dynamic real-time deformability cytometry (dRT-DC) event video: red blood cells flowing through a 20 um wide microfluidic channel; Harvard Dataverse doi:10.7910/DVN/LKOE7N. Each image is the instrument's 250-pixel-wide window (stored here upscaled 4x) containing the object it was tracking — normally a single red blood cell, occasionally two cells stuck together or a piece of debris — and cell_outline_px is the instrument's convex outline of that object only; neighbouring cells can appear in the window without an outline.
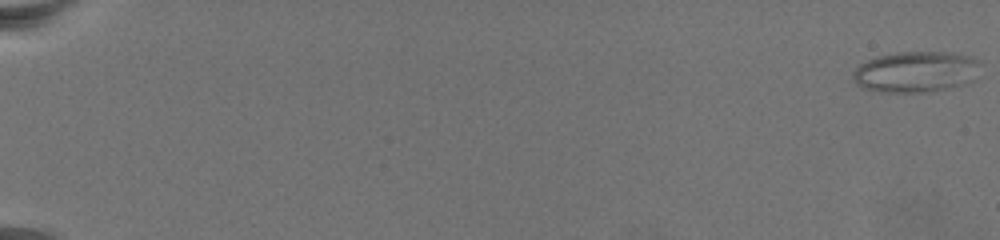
{"species": "common noctule bat (a hibernating species)", "species_latin": "Nyctalus noctula", "temperature_condition": "warm", "stored_images_in_passage": 75, "camera_frame_rate_fps": 3000, "um_per_image_px": 0.085, "animal": {"sex": "female", "body_mass_g": 19.5, "forearm_length_mm": 54.1}, "frame": {"image": 1, "passage_image": 1, "time_ms": 0.0, "image_size_px": [1000, 240], "cell_outline_px": [[980, 64], [960, 84], [928, 92], [880, 92], [860, 88], [856, 84], [852, 76], [852, 72], [860, 64], [876, 56], [896, 52], [952, 52], [968, 56], [980, 60]], "centroid_in_image_um": [77.69, 6.09], "position_along_channel_um": 7.3, "area_um2": 29.77}}
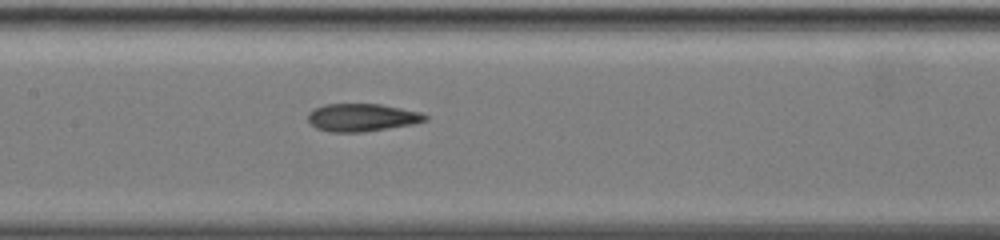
{"frame": {"image": 2, "passage_image": 41, "time_ms": 13.333, "image_size_px": [1000, 240], "cell_outline_px": [[428, 120], [412, 124], [364, 132], [328, 132], [316, 128], [308, 120], [308, 112], [324, 104], [380, 104], [420, 112], [428, 116]], "centroid_in_image_um": [30.75, 9.99], "position_along_channel_um": 176.6, "area_um2": 18.9}}
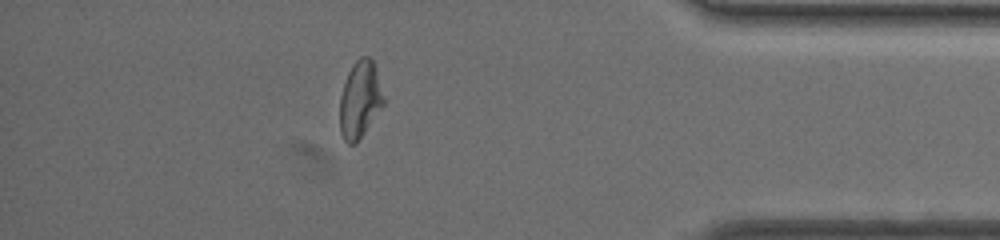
{"frame": {"image": 3, "passage_image": 67, "time_ms": 22.0, "image_size_px": [1000, 240], "cell_outline_px": [[384, 104], [356, 144], [348, 144], [344, 140], [340, 132], [340, 96], [348, 72], [352, 64], [360, 56], [368, 56], [372, 60], [376, 68], [384, 96]], "centroid_in_image_um": [30.59, 8.46], "position_along_channel_um": 404.6, "area_um2": 19.65}}